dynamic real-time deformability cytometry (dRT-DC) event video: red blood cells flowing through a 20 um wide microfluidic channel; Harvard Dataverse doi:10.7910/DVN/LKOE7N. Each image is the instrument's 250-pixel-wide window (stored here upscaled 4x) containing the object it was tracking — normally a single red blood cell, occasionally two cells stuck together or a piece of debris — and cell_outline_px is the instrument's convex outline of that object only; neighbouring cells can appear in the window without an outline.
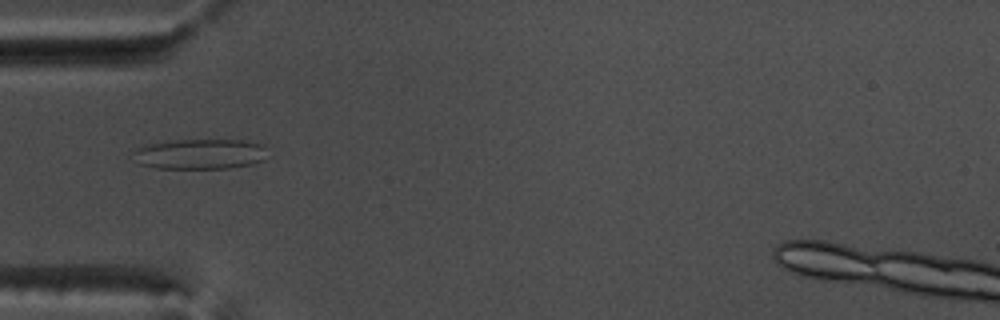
{"species": "common noctule bat (a hibernating species)", "species_latin": "Nyctalus noctula", "temperature_condition": "warm", "stored_images_in_passage": 38, "camera_frame_rate_fps": 3000, "um_per_image_px": 0.085, "animal": {"sex": "male", "body_mass_g": 17.5, "forearm_length_mm": 52.3}, "frame": {"image": 1, "passage_image": 1, "time_ms": 0.0, "image_size_px": [1000, 320], "cell_outline_px": [[264, 160], [252, 164], [228, 168], [156, 168], [140, 164], [132, 152], [136, 148], [148, 144], [176, 140], [244, 140], [264, 144]], "centroid_in_image_um": [17.0, 13.09], "position_along_channel_um": 68.0, "area_um2": 23.52}}
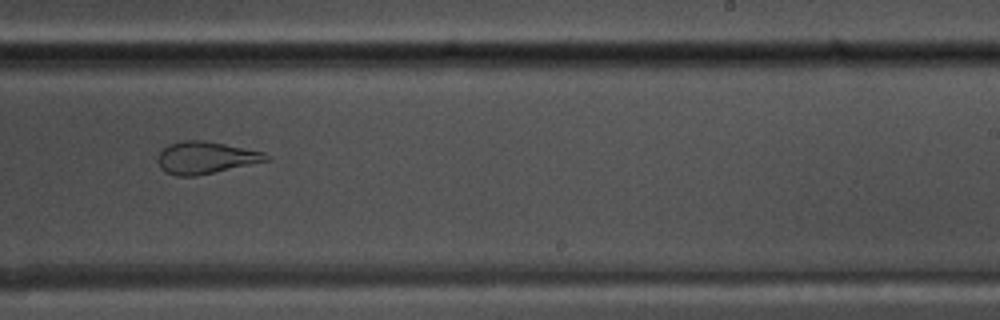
{"frame": {"image": 2, "passage_image": 17, "time_ms": 5.333, "image_size_px": [1000, 320], "cell_outline_px": [[272, 160], [196, 176], [176, 176], [164, 172], [160, 168], [156, 160], [156, 156], [168, 144], [180, 140], [200, 140], [224, 144], [264, 152], [272, 156]], "centroid_in_image_um": [17.47, 13.41], "position_along_channel_um": 271.5, "area_um2": 20.58}, "authors_computed_cell_mechanics": {"area_um2": 22.6576, "velocity_mm_per_s": 3.8197, "shape_relaxation_time_tau1_ms": null, "shape_relaxation_time_tau2_ms": 1.619, "deformation_change_tau1": null, "deformation_change_tau2": 0.0858}}